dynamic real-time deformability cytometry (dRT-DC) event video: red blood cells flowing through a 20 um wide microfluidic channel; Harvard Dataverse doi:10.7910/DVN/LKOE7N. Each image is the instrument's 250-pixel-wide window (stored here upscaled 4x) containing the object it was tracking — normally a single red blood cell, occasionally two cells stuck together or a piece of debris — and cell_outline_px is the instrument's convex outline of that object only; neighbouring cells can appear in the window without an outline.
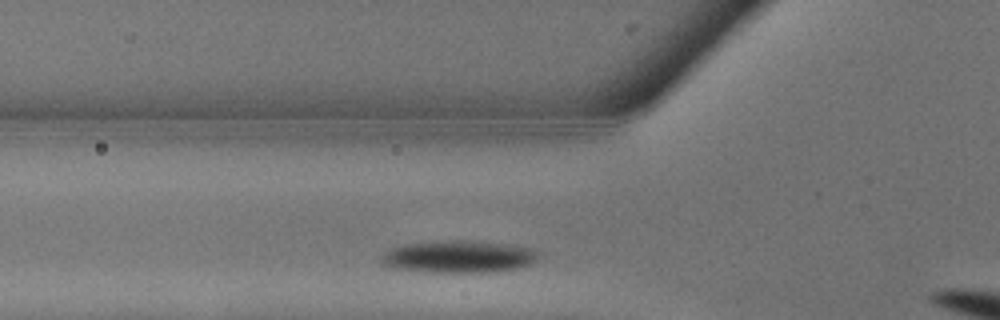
{"species": "common noctule bat (a hibernating species)", "species_latin": "Nyctalus noctula", "temperature_condition": "warm", "stored_images_in_passage": 6, "camera_frame_rate_fps": 3000, "um_per_image_px": 0.085, "animal": {"sex": "male", "body_mass_g": 13.3}, "frame": {"image": 1, "passage_image": 4, "time_ms": 1.0, "image_size_px": [1000, 320], "cell_outline_px": [[540, 252], [536, 260], [528, 264], [516, 268], [488, 272], [432, 272], [396, 268], [384, 264], [380, 260], [380, 256], [384, 252], [392, 248], [404, 244], [440, 240], [472, 240], [536, 248]], "centroid_in_image_um": [38.99, 21.79], "position_along_channel_um": 86.8, "area_um2": 29.54}}
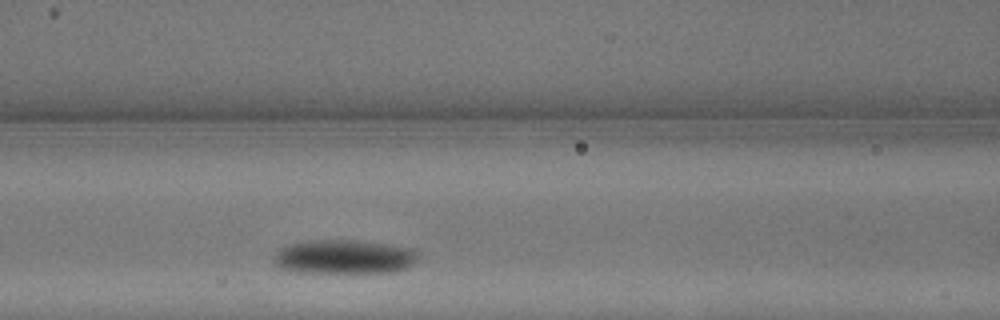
{"frame": {"image": 2, "passage_image": 6, "time_ms": 1.667, "image_size_px": [1000, 320], "cell_outline_px": [[420, 256], [408, 268], [396, 272], [300, 272], [280, 268], [272, 264], [272, 256], [280, 248], [288, 244], [308, 240], [364, 240], [416, 248], [420, 252]], "centroid_in_image_um": [29.29, 21.81], "position_along_channel_um": 137.3, "area_um2": 29.42}}